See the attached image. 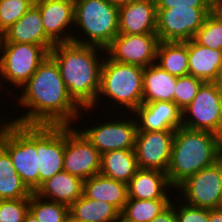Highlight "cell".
I'll use <instances>...</instances> for the list:
<instances>
[{
	"label": "cell",
	"instance_id": "cell-15",
	"mask_svg": "<svg viewBox=\"0 0 222 222\" xmlns=\"http://www.w3.org/2000/svg\"><path fill=\"white\" fill-rule=\"evenodd\" d=\"M39 187L63 171L64 126L37 125Z\"/></svg>",
	"mask_w": 222,
	"mask_h": 222
},
{
	"label": "cell",
	"instance_id": "cell-9",
	"mask_svg": "<svg viewBox=\"0 0 222 222\" xmlns=\"http://www.w3.org/2000/svg\"><path fill=\"white\" fill-rule=\"evenodd\" d=\"M156 34L160 41L192 40L205 18L214 8L172 7L156 8Z\"/></svg>",
	"mask_w": 222,
	"mask_h": 222
},
{
	"label": "cell",
	"instance_id": "cell-30",
	"mask_svg": "<svg viewBox=\"0 0 222 222\" xmlns=\"http://www.w3.org/2000/svg\"><path fill=\"white\" fill-rule=\"evenodd\" d=\"M29 211L40 222L69 221V206L40 198L35 193L30 196Z\"/></svg>",
	"mask_w": 222,
	"mask_h": 222
},
{
	"label": "cell",
	"instance_id": "cell-3",
	"mask_svg": "<svg viewBox=\"0 0 222 222\" xmlns=\"http://www.w3.org/2000/svg\"><path fill=\"white\" fill-rule=\"evenodd\" d=\"M222 158V141L209 131L180 127L175 130L169 167L168 181L176 189L188 177Z\"/></svg>",
	"mask_w": 222,
	"mask_h": 222
},
{
	"label": "cell",
	"instance_id": "cell-33",
	"mask_svg": "<svg viewBox=\"0 0 222 222\" xmlns=\"http://www.w3.org/2000/svg\"><path fill=\"white\" fill-rule=\"evenodd\" d=\"M203 83L204 81L201 79L195 78L189 74L177 77L174 103L181 110H184L192 102Z\"/></svg>",
	"mask_w": 222,
	"mask_h": 222
},
{
	"label": "cell",
	"instance_id": "cell-36",
	"mask_svg": "<svg viewBox=\"0 0 222 222\" xmlns=\"http://www.w3.org/2000/svg\"><path fill=\"white\" fill-rule=\"evenodd\" d=\"M156 8L194 7L214 8V0H155Z\"/></svg>",
	"mask_w": 222,
	"mask_h": 222
},
{
	"label": "cell",
	"instance_id": "cell-8",
	"mask_svg": "<svg viewBox=\"0 0 222 222\" xmlns=\"http://www.w3.org/2000/svg\"><path fill=\"white\" fill-rule=\"evenodd\" d=\"M222 90L214 82H204L192 102L182 110V127L209 131L221 139Z\"/></svg>",
	"mask_w": 222,
	"mask_h": 222
},
{
	"label": "cell",
	"instance_id": "cell-26",
	"mask_svg": "<svg viewBox=\"0 0 222 222\" xmlns=\"http://www.w3.org/2000/svg\"><path fill=\"white\" fill-rule=\"evenodd\" d=\"M119 215L120 211L112 204L84 194L69 206V221L114 222Z\"/></svg>",
	"mask_w": 222,
	"mask_h": 222
},
{
	"label": "cell",
	"instance_id": "cell-43",
	"mask_svg": "<svg viewBox=\"0 0 222 222\" xmlns=\"http://www.w3.org/2000/svg\"><path fill=\"white\" fill-rule=\"evenodd\" d=\"M214 10H222V0H214Z\"/></svg>",
	"mask_w": 222,
	"mask_h": 222
},
{
	"label": "cell",
	"instance_id": "cell-7",
	"mask_svg": "<svg viewBox=\"0 0 222 222\" xmlns=\"http://www.w3.org/2000/svg\"><path fill=\"white\" fill-rule=\"evenodd\" d=\"M0 78L18 90L36 72L39 65L49 56L41 45L0 42ZM5 78L6 80H4Z\"/></svg>",
	"mask_w": 222,
	"mask_h": 222
},
{
	"label": "cell",
	"instance_id": "cell-41",
	"mask_svg": "<svg viewBox=\"0 0 222 222\" xmlns=\"http://www.w3.org/2000/svg\"><path fill=\"white\" fill-rule=\"evenodd\" d=\"M23 222H40L30 211L26 214Z\"/></svg>",
	"mask_w": 222,
	"mask_h": 222
},
{
	"label": "cell",
	"instance_id": "cell-37",
	"mask_svg": "<svg viewBox=\"0 0 222 222\" xmlns=\"http://www.w3.org/2000/svg\"><path fill=\"white\" fill-rule=\"evenodd\" d=\"M174 197L175 198L173 199V201H171V204L159 215L154 217L150 222H177L174 203V200H176V196L174 195Z\"/></svg>",
	"mask_w": 222,
	"mask_h": 222
},
{
	"label": "cell",
	"instance_id": "cell-18",
	"mask_svg": "<svg viewBox=\"0 0 222 222\" xmlns=\"http://www.w3.org/2000/svg\"><path fill=\"white\" fill-rule=\"evenodd\" d=\"M0 42L41 45L48 52L56 44L45 33L39 8L35 4L0 36Z\"/></svg>",
	"mask_w": 222,
	"mask_h": 222
},
{
	"label": "cell",
	"instance_id": "cell-19",
	"mask_svg": "<svg viewBox=\"0 0 222 222\" xmlns=\"http://www.w3.org/2000/svg\"><path fill=\"white\" fill-rule=\"evenodd\" d=\"M156 1L135 0L119 6V34H156Z\"/></svg>",
	"mask_w": 222,
	"mask_h": 222
},
{
	"label": "cell",
	"instance_id": "cell-23",
	"mask_svg": "<svg viewBox=\"0 0 222 222\" xmlns=\"http://www.w3.org/2000/svg\"><path fill=\"white\" fill-rule=\"evenodd\" d=\"M83 194L90 199L105 201L120 212L128 200L127 184L96 174L83 181Z\"/></svg>",
	"mask_w": 222,
	"mask_h": 222
},
{
	"label": "cell",
	"instance_id": "cell-24",
	"mask_svg": "<svg viewBox=\"0 0 222 222\" xmlns=\"http://www.w3.org/2000/svg\"><path fill=\"white\" fill-rule=\"evenodd\" d=\"M177 77L170 75L156 64L143 71V103L155 101L174 102Z\"/></svg>",
	"mask_w": 222,
	"mask_h": 222
},
{
	"label": "cell",
	"instance_id": "cell-25",
	"mask_svg": "<svg viewBox=\"0 0 222 222\" xmlns=\"http://www.w3.org/2000/svg\"><path fill=\"white\" fill-rule=\"evenodd\" d=\"M139 169L134 149L113 150L101 155L100 174L128 183Z\"/></svg>",
	"mask_w": 222,
	"mask_h": 222
},
{
	"label": "cell",
	"instance_id": "cell-4",
	"mask_svg": "<svg viewBox=\"0 0 222 222\" xmlns=\"http://www.w3.org/2000/svg\"><path fill=\"white\" fill-rule=\"evenodd\" d=\"M101 69L100 89L96 102L90 108H83L84 114L94 111L95 106H100L97 103H102L100 99L108 98L106 103L112 102L109 105L113 108L117 107L116 111L122 108L126 109V113H133L143 103V71L144 68L131 65L118 63L111 60L105 55ZM103 97V98H101ZM110 100V101H109ZM116 105H115V104ZM121 106V107H120ZM120 107V110L118 109ZM130 110V111H129ZM88 111V112H87Z\"/></svg>",
	"mask_w": 222,
	"mask_h": 222
},
{
	"label": "cell",
	"instance_id": "cell-10",
	"mask_svg": "<svg viewBox=\"0 0 222 222\" xmlns=\"http://www.w3.org/2000/svg\"><path fill=\"white\" fill-rule=\"evenodd\" d=\"M184 203L199 208H218L222 197V158L188 177L176 189Z\"/></svg>",
	"mask_w": 222,
	"mask_h": 222
},
{
	"label": "cell",
	"instance_id": "cell-21",
	"mask_svg": "<svg viewBox=\"0 0 222 222\" xmlns=\"http://www.w3.org/2000/svg\"><path fill=\"white\" fill-rule=\"evenodd\" d=\"M35 194L40 198L70 206L83 195V180L63 170L44 181Z\"/></svg>",
	"mask_w": 222,
	"mask_h": 222
},
{
	"label": "cell",
	"instance_id": "cell-42",
	"mask_svg": "<svg viewBox=\"0 0 222 222\" xmlns=\"http://www.w3.org/2000/svg\"><path fill=\"white\" fill-rule=\"evenodd\" d=\"M3 84H4V82L2 83V82H1V78H0V90H1L0 93H1L2 90H3L2 88L5 87ZM3 119H4V118L1 117V119H0V125H1L2 123L5 124V123L12 122L11 119H9V121H8V119H5V120H3ZM6 120H7V121H6ZM1 122H2V123H1Z\"/></svg>",
	"mask_w": 222,
	"mask_h": 222
},
{
	"label": "cell",
	"instance_id": "cell-47",
	"mask_svg": "<svg viewBox=\"0 0 222 222\" xmlns=\"http://www.w3.org/2000/svg\"><path fill=\"white\" fill-rule=\"evenodd\" d=\"M64 1H68L74 4L77 0H64Z\"/></svg>",
	"mask_w": 222,
	"mask_h": 222
},
{
	"label": "cell",
	"instance_id": "cell-40",
	"mask_svg": "<svg viewBox=\"0 0 222 222\" xmlns=\"http://www.w3.org/2000/svg\"><path fill=\"white\" fill-rule=\"evenodd\" d=\"M214 83L222 90V65L219 68V72Z\"/></svg>",
	"mask_w": 222,
	"mask_h": 222
},
{
	"label": "cell",
	"instance_id": "cell-5",
	"mask_svg": "<svg viewBox=\"0 0 222 222\" xmlns=\"http://www.w3.org/2000/svg\"><path fill=\"white\" fill-rule=\"evenodd\" d=\"M118 16L119 7L107 0H77L72 42L106 49L119 34ZM77 30L81 33L76 34Z\"/></svg>",
	"mask_w": 222,
	"mask_h": 222
},
{
	"label": "cell",
	"instance_id": "cell-32",
	"mask_svg": "<svg viewBox=\"0 0 222 222\" xmlns=\"http://www.w3.org/2000/svg\"><path fill=\"white\" fill-rule=\"evenodd\" d=\"M34 0H0V36L34 4Z\"/></svg>",
	"mask_w": 222,
	"mask_h": 222
},
{
	"label": "cell",
	"instance_id": "cell-44",
	"mask_svg": "<svg viewBox=\"0 0 222 222\" xmlns=\"http://www.w3.org/2000/svg\"><path fill=\"white\" fill-rule=\"evenodd\" d=\"M114 222H132L128 219H126L124 216H122L121 214L116 218V220Z\"/></svg>",
	"mask_w": 222,
	"mask_h": 222
},
{
	"label": "cell",
	"instance_id": "cell-27",
	"mask_svg": "<svg viewBox=\"0 0 222 222\" xmlns=\"http://www.w3.org/2000/svg\"><path fill=\"white\" fill-rule=\"evenodd\" d=\"M155 64L175 77L188 75L187 41H160Z\"/></svg>",
	"mask_w": 222,
	"mask_h": 222
},
{
	"label": "cell",
	"instance_id": "cell-39",
	"mask_svg": "<svg viewBox=\"0 0 222 222\" xmlns=\"http://www.w3.org/2000/svg\"><path fill=\"white\" fill-rule=\"evenodd\" d=\"M109 1L110 3L116 5V6H121V5H124V4H128V3H131L135 0H107Z\"/></svg>",
	"mask_w": 222,
	"mask_h": 222
},
{
	"label": "cell",
	"instance_id": "cell-45",
	"mask_svg": "<svg viewBox=\"0 0 222 222\" xmlns=\"http://www.w3.org/2000/svg\"><path fill=\"white\" fill-rule=\"evenodd\" d=\"M222 17V10H215Z\"/></svg>",
	"mask_w": 222,
	"mask_h": 222
},
{
	"label": "cell",
	"instance_id": "cell-28",
	"mask_svg": "<svg viewBox=\"0 0 222 222\" xmlns=\"http://www.w3.org/2000/svg\"><path fill=\"white\" fill-rule=\"evenodd\" d=\"M31 194L13 166L9 153L0 145V200L30 198Z\"/></svg>",
	"mask_w": 222,
	"mask_h": 222
},
{
	"label": "cell",
	"instance_id": "cell-38",
	"mask_svg": "<svg viewBox=\"0 0 222 222\" xmlns=\"http://www.w3.org/2000/svg\"><path fill=\"white\" fill-rule=\"evenodd\" d=\"M209 222H222V209H209Z\"/></svg>",
	"mask_w": 222,
	"mask_h": 222
},
{
	"label": "cell",
	"instance_id": "cell-2",
	"mask_svg": "<svg viewBox=\"0 0 222 222\" xmlns=\"http://www.w3.org/2000/svg\"><path fill=\"white\" fill-rule=\"evenodd\" d=\"M105 54L103 48L75 42L56 43L49 52L59 66L69 95L82 109L96 102Z\"/></svg>",
	"mask_w": 222,
	"mask_h": 222
},
{
	"label": "cell",
	"instance_id": "cell-17",
	"mask_svg": "<svg viewBox=\"0 0 222 222\" xmlns=\"http://www.w3.org/2000/svg\"><path fill=\"white\" fill-rule=\"evenodd\" d=\"M133 115L137 122V131H175L182 127V110L174 102L142 103Z\"/></svg>",
	"mask_w": 222,
	"mask_h": 222
},
{
	"label": "cell",
	"instance_id": "cell-20",
	"mask_svg": "<svg viewBox=\"0 0 222 222\" xmlns=\"http://www.w3.org/2000/svg\"><path fill=\"white\" fill-rule=\"evenodd\" d=\"M169 188L167 174L156 169L139 168L127 183L128 198L139 200L171 199Z\"/></svg>",
	"mask_w": 222,
	"mask_h": 222
},
{
	"label": "cell",
	"instance_id": "cell-35",
	"mask_svg": "<svg viewBox=\"0 0 222 222\" xmlns=\"http://www.w3.org/2000/svg\"><path fill=\"white\" fill-rule=\"evenodd\" d=\"M177 222H209V209L193 207L183 201H174ZM180 203V204H179Z\"/></svg>",
	"mask_w": 222,
	"mask_h": 222
},
{
	"label": "cell",
	"instance_id": "cell-31",
	"mask_svg": "<svg viewBox=\"0 0 222 222\" xmlns=\"http://www.w3.org/2000/svg\"><path fill=\"white\" fill-rule=\"evenodd\" d=\"M195 43L214 50H222V17L213 10L192 39Z\"/></svg>",
	"mask_w": 222,
	"mask_h": 222
},
{
	"label": "cell",
	"instance_id": "cell-29",
	"mask_svg": "<svg viewBox=\"0 0 222 222\" xmlns=\"http://www.w3.org/2000/svg\"><path fill=\"white\" fill-rule=\"evenodd\" d=\"M172 200L173 196L172 199L153 200L128 198L120 214L132 222H150L165 210L171 204Z\"/></svg>",
	"mask_w": 222,
	"mask_h": 222
},
{
	"label": "cell",
	"instance_id": "cell-46",
	"mask_svg": "<svg viewBox=\"0 0 222 222\" xmlns=\"http://www.w3.org/2000/svg\"><path fill=\"white\" fill-rule=\"evenodd\" d=\"M218 208L222 209V197H221V201H220V204H219Z\"/></svg>",
	"mask_w": 222,
	"mask_h": 222
},
{
	"label": "cell",
	"instance_id": "cell-1",
	"mask_svg": "<svg viewBox=\"0 0 222 222\" xmlns=\"http://www.w3.org/2000/svg\"><path fill=\"white\" fill-rule=\"evenodd\" d=\"M18 97L17 103L27 112L17 118L13 114L11 121L17 124L73 126L83 117L84 110L69 95L59 66L50 55L22 86Z\"/></svg>",
	"mask_w": 222,
	"mask_h": 222
},
{
	"label": "cell",
	"instance_id": "cell-16",
	"mask_svg": "<svg viewBox=\"0 0 222 222\" xmlns=\"http://www.w3.org/2000/svg\"><path fill=\"white\" fill-rule=\"evenodd\" d=\"M34 4L39 8L45 33L55 43L72 42L74 4L64 0H37Z\"/></svg>",
	"mask_w": 222,
	"mask_h": 222
},
{
	"label": "cell",
	"instance_id": "cell-48",
	"mask_svg": "<svg viewBox=\"0 0 222 222\" xmlns=\"http://www.w3.org/2000/svg\"><path fill=\"white\" fill-rule=\"evenodd\" d=\"M68 222H87V221H68Z\"/></svg>",
	"mask_w": 222,
	"mask_h": 222
},
{
	"label": "cell",
	"instance_id": "cell-14",
	"mask_svg": "<svg viewBox=\"0 0 222 222\" xmlns=\"http://www.w3.org/2000/svg\"><path fill=\"white\" fill-rule=\"evenodd\" d=\"M174 130L137 131L134 151L138 167L166 173L171 159Z\"/></svg>",
	"mask_w": 222,
	"mask_h": 222
},
{
	"label": "cell",
	"instance_id": "cell-11",
	"mask_svg": "<svg viewBox=\"0 0 222 222\" xmlns=\"http://www.w3.org/2000/svg\"><path fill=\"white\" fill-rule=\"evenodd\" d=\"M74 126H64L63 170L83 181L100 173L101 154Z\"/></svg>",
	"mask_w": 222,
	"mask_h": 222
},
{
	"label": "cell",
	"instance_id": "cell-13",
	"mask_svg": "<svg viewBox=\"0 0 222 222\" xmlns=\"http://www.w3.org/2000/svg\"><path fill=\"white\" fill-rule=\"evenodd\" d=\"M159 42L157 34H118L105 51L113 61L145 68L156 63Z\"/></svg>",
	"mask_w": 222,
	"mask_h": 222
},
{
	"label": "cell",
	"instance_id": "cell-6",
	"mask_svg": "<svg viewBox=\"0 0 222 222\" xmlns=\"http://www.w3.org/2000/svg\"><path fill=\"white\" fill-rule=\"evenodd\" d=\"M0 145L9 153L23 183L35 193L39 188L37 125L1 124Z\"/></svg>",
	"mask_w": 222,
	"mask_h": 222
},
{
	"label": "cell",
	"instance_id": "cell-12",
	"mask_svg": "<svg viewBox=\"0 0 222 222\" xmlns=\"http://www.w3.org/2000/svg\"><path fill=\"white\" fill-rule=\"evenodd\" d=\"M126 115L130 118L126 117ZM126 115L123 116L124 119L116 117L117 121L112 118L113 121L103 123L101 121L98 125H95L97 122H93L92 126L89 124V127L80 129V131L101 155L113 150L134 149L138 130L137 122L133 113L130 115L129 112Z\"/></svg>",
	"mask_w": 222,
	"mask_h": 222
},
{
	"label": "cell",
	"instance_id": "cell-22",
	"mask_svg": "<svg viewBox=\"0 0 222 222\" xmlns=\"http://www.w3.org/2000/svg\"><path fill=\"white\" fill-rule=\"evenodd\" d=\"M189 75L204 82H215L222 65V50H214L187 41Z\"/></svg>",
	"mask_w": 222,
	"mask_h": 222
},
{
	"label": "cell",
	"instance_id": "cell-34",
	"mask_svg": "<svg viewBox=\"0 0 222 222\" xmlns=\"http://www.w3.org/2000/svg\"><path fill=\"white\" fill-rule=\"evenodd\" d=\"M30 198L0 200V222H23Z\"/></svg>",
	"mask_w": 222,
	"mask_h": 222
}]
</instances>
